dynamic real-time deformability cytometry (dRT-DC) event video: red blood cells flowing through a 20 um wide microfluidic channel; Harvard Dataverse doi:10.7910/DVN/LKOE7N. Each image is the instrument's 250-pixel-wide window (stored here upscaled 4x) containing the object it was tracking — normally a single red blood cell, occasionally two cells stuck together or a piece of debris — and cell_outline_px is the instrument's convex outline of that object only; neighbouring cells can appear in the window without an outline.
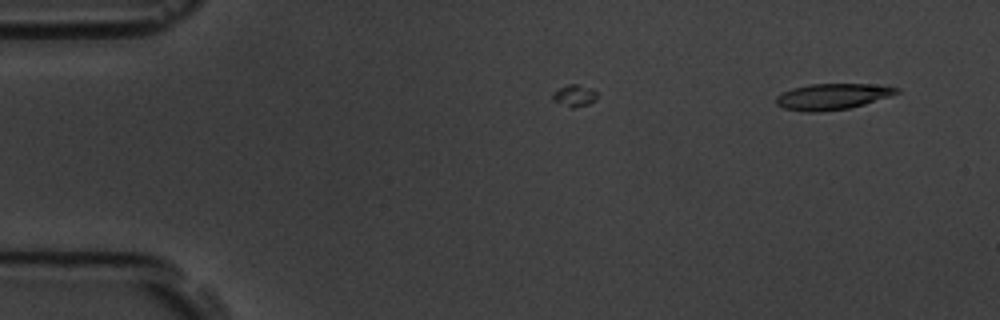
{"species": "common noctule bat (a hibernating species)", "species_latin": "Nyctalus noctula", "temperature_condition": "room temperature", "stored_images_in_passage": 5, "camera_frame_rate_fps": 3000, "um_per_image_px": 0.085, "animal": {"sex": "male", "body_mass_g": 19.5, "forearm_length_mm": 54.6}, "frame": {"image": 1, "passage_image": 5, "time_ms": 1.333, "image_size_px": [1000, 320], "cell_outline_px": [[900, 92], [864, 104], [848, 108], [816, 112], [804, 112], [784, 108], [776, 104], [776, 96], [792, 88], [808, 84], [872, 84], [900, 88]], "centroid_in_image_um": [70.72, 8.2], "position_along_channel_um": 14.3, "area_um2": 18.09}}